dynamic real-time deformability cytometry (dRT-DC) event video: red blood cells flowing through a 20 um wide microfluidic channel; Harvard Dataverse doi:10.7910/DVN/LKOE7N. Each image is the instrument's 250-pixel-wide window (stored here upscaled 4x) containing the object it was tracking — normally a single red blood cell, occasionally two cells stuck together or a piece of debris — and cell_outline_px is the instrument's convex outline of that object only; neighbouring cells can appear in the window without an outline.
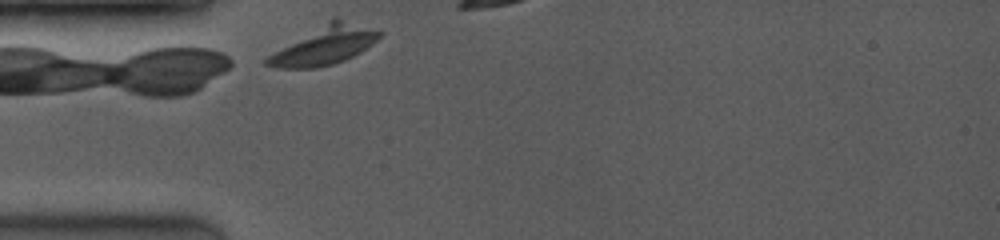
{"species": "common noctule bat (a hibernating species)", "species_latin": "Nyctalus noctula", "temperature_condition": "room temperature", "stored_images_in_passage": 4, "camera_frame_rate_fps": 3500, "um_per_image_px": 0.085, "animal": {"sex": "female", "body_mass_g": 19.0, "forearm_length_mm": 53.3}, "frame": {"image": 1, "passage_image": 1, "time_ms": 0.0, "image_size_px": [1000, 240], "cell_outline_px": [[384, 32], [372, 44], [360, 52], [344, 60], [332, 64], [316, 68], [276, 68], [264, 64], [264, 60], [268, 56], [332, 16], [336, 16]], "centroid_in_image_um": [27.59, 3.83], "position_along_channel_um": 57.4, "area_um2": 25.2}}